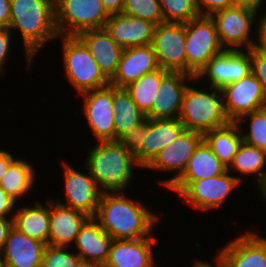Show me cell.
<instances>
[{"mask_svg":"<svg viewBox=\"0 0 266 267\" xmlns=\"http://www.w3.org/2000/svg\"><path fill=\"white\" fill-rule=\"evenodd\" d=\"M62 41V58L65 77L81 94L110 85V81L101 72L89 49L77 36H58Z\"/></svg>","mask_w":266,"mask_h":267,"instance_id":"5b68a950","label":"cell"},{"mask_svg":"<svg viewBox=\"0 0 266 267\" xmlns=\"http://www.w3.org/2000/svg\"><path fill=\"white\" fill-rule=\"evenodd\" d=\"M8 29L18 30L23 42L27 69L50 40L58 39L54 4L49 0H10Z\"/></svg>","mask_w":266,"mask_h":267,"instance_id":"7a4b0ae2","label":"cell"},{"mask_svg":"<svg viewBox=\"0 0 266 267\" xmlns=\"http://www.w3.org/2000/svg\"><path fill=\"white\" fill-rule=\"evenodd\" d=\"M90 217L79 210L66 207L49 198V242L56 247H69L75 243L81 227Z\"/></svg>","mask_w":266,"mask_h":267,"instance_id":"e0dca14e","label":"cell"},{"mask_svg":"<svg viewBox=\"0 0 266 267\" xmlns=\"http://www.w3.org/2000/svg\"><path fill=\"white\" fill-rule=\"evenodd\" d=\"M266 152L258 147L242 142L227 170L232 174L233 170L243 175L252 176L255 179L256 187L261 192L260 196L266 198ZM233 169V170H232Z\"/></svg>","mask_w":266,"mask_h":267,"instance_id":"4316f807","label":"cell"},{"mask_svg":"<svg viewBox=\"0 0 266 267\" xmlns=\"http://www.w3.org/2000/svg\"><path fill=\"white\" fill-rule=\"evenodd\" d=\"M13 227V219L0 218V252L5 245L8 233Z\"/></svg>","mask_w":266,"mask_h":267,"instance_id":"f6af8a7d","label":"cell"},{"mask_svg":"<svg viewBox=\"0 0 266 267\" xmlns=\"http://www.w3.org/2000/svg\"><path fill=\"white\" fill-rule=\"evenodd\" d=\"M77 37L89 49L101 72L110 81L117 71L123 48L111 38L105 28L85 30Z\"/></svg>","mask_w":266,"mask_h":267,"instance_id":"cb8c5ba5","label":"cell"},{"mask_svg":"<svg viewBox=\"0 0 266 267\" xmlns=\"http://www.w3.org/2000/svg\"><path fill=\"white\" fill-rule=\"evenodd\" d=\"M251 73V56L248 50H225L210 59L195 77L207 79L209 87L222 89L225 85L238 81Z\"/></svg>","mask_w":266,"mask_h":267,"instance_id":"9a60e30c","label":"cell"},{"mask_svg":"<svg viewBox=\"0 0 266 267\" xmlns=\"http://www.w3.org/2000/svg\"><path fill=\"white\" fill-rule=\"evenodd\" d=\"M203 139L227 168L243 142L240 126L236 122L205 132Z\"/></svg>","mask_w":266,"mask_h":267,"instance_id":"f546056e","label":"cell"},{"mask_svg":"<svg viewBox=\"0 0 266 267\" xmlns=\"http://www.w3.org/2000/svg\"><path fill=\"white\" fill-rule=\"evenodd\" d=\"M35 170L33 165L23 159H15L0 181L1 188L16 202L29 195L34 188Z\"/></svg>","mask_w":266,"mask_h":267,"instance_id":"4dcf8cb0","label":"cell"},{"mask_svg":"<svg viewBox=\"0 0 266 267\" xmlns=\"http://www.w3.org/2000/svg\"><path fill=\"white\" fill-rule=\"evenodd\" d=\"M242 184L241 177L230 175L227 170L225 173L192 181L178 196L185 205L201 210L205 213L210 210L220 209L229 199L228 197Z\"/></svg>","mask_w":266,"mask_h":267,"instance_id":"9c48e42d","label":"cell"},{"mask_svg":"<svg viewBox=\"0 0 266 267\" xmlns=\"http://www.w3.org/2000/svg\"><path fill=\"white\" fill-rule=\"evenodd\" d=\"M215 259V265L216 266H212V264H210L208 261H202V260H194V263L192 264L193 266L192 267H228V264L226 262V260L223 258V256L218 253L216 255V257H214Z\"/></svg>","mask_w":266,"mask_h":267,"instance_id":"7dc6e473","label":"cell"},{"mask_svg":"<svg viewBox=\"0 0 266 267\" xmlns=\"http://www.w3.org/2000/svg\"><path fill=\"white\" fill-rule=\"evenodd\" d=\"M16 201L9 196L0 186V218L13 219Z\"/></svg>","mask_w":266,"mask_h":267,"instance_id":"60d3db41","label":"cell"},{"mask_svg":"<svg viewBox=\"0 0 266 267\" xmlns=\"http://www.w3.org/2000/svg\"><path fill=\"white\" fill-rule=\"evenodd\" d=\"M88 152L84 163L99 189L127 192L134 177L133 170L140 168L135 155L118 141H99Z\"/></svg>","mask_w":266,"mask_h":267,"instance_id":"3957f363","label":"cell"},{"mask_svg":"<svg viewBox=\"0 0 266 267\" xmlns=\"http://www.w3.org/2000/svg\"><path fill=\"white\" fill-rule=\"evenodd\" d=\"M46 244L30 238L14 226L0 254L4 267H41Z\"/></svg>","mask_w":266,"mask_h":267,"instance_id":"7402d4cb","label":"cell"},{"mask_svg":"<svg viewBox=\"0 0 266 267\" xmlns=\"http://www.w3.org/2000/svg\"><path fill=\"white\" fill-rule=\"evenodd\" d=\"M63 174H64V202L55 199L57 203H60L66 207L76 209L86 213L89 217H94L97 212L99 200L102 195L101 189L90 175L88 168L85 166L87 172L83 174L82 171L76 170L70 164L62 162Z\"/></svg>","mask_w":266,"mask_h":267,"instance_id":"5bb4252c","label":"cell"},{"mask_svg":"<svg viewBox=\"0 0 266 267\" xmlns=\"http://www.w3.org/2000/svg\"><path fill=\"white\" fill-rule=\"evenodd\" d=\"M12 32L8 28H0V76L4 74V66L6 62L8 63L7 60L9 54L11 53V34Z\"/></svg>","mask_w":266,"mask_h":267,"instance_id":"ab89813d","label":"cell"},{"mask_svg":"<svg viewBox=\"0 0 266 267\" xmlns=\"http://www.w3.org/2000/svg\"><path fill=\"white\" fill-rule=\"evenodd\" d=\"M256 16L257 10L241 5H234L211 16L225 50H250L254 47L255 39L251 36Z\"/></svg>","mask_w":266,"mask_h":267,"instance_id":"ba28073f","label":"cell"},{"mask_svg":"<svg viewBox=\"0 0 266 267\" xmlns=\"http://www.w3.org/2000/svg\"><path fill=\"white\" fill-rule=\"evenodd\" d=\"M185 130L178 118L174 119H149L147 135L140 150L135 154L137 163L146 168L159 152Z\"/></svg>","mask_w":266,"mask_h":267,"instance_id":"603a6c76","label":"cell"},{"mask_svg":"<svg viewBox=\"0 0 266 267\" xmlns=\"http://www.w3.org/2000/svg\"><path fill=\"white\" fill-rule=\"evenodd\" d=\"M83 99V114L96 140L115 141L113 86L79 94Z\"/></svg>","mask_w":266,"mask_h":267,"instance_id":"4fadbf2b","label":"cell"},{"mask_svg":"<svg viewBox=\"0 0 266 267\" xmlns=\"http://www.w3.org/2000/svg\"><path fill=\"white\" fill-rule=\"evenodd\" d=\"M246 120L249 129L243 131L242 125ZM236 123L240 126L243 142L266 152V107L242 116Z\"/></svg>","mask_w":266,"mask_h":267,"instance_id":"d6a6232c","label":"cell"},{"mask_svg":"<svg viewBox=\"0 0 266 267\" xmlns=\"http://www.w3.org/2000/svg\"><path fill=\"white\" fill-rule=\"evenodd\" d=\"M168 73V71L159 68L141 76L139 79L125 87L127 92L130 94L131 99L145 115L150 111L152 103L158 96L157 92L161 80Z\"/></svg>","mask_w":266,"mask_h":267,"instance_id":"1f68e13d","label":"cell"},{"mask_svg":"<svg viewBox=\"0 0 266 267\" xmlns=\"http://www.w3.org/2000/svg\"><path fill=\"white\" fill-rule=\"evenodd\" d=\"M76 267H103V266L93 261L80 260Z\"/></svg>","mask_w":266,"mask_h":267,"instance_id":"681fc988","label":"cell"},{"mask_svg":"<svg viewBox=\"0 0 266 267\" xmlns=\"http://www.w3.org/2000/svg\"><path fill=\"white\" fill-rule=\"evenodd\" d=\"M202 140V133L185 129L175 141L164 147L145 169L164 173L166 171L175 172V176L173 175L172 178L159 181L163 188L164 186L169 188L183 174L191 156Z\"/></svg>","mask_w":266,"mask_h":267,"instance_id":"7c38bea8","label":"cell"},{"mask_svg":"<svg viewBox=\"0 0 266 267\" xmlns=\"http://www.w3.org/2000/svg\"><path fill=\"white\" fill-rule=\"evenodd\" d=\"M234 5L233 0H197V6L201 16H212L214 13Z\"/></svg>","mask_w":266,"mask_h":267,"instance_id":"f35d334b","label":"cell"},{"mask_svg":"<svg viewBox=\"0 0 266 267\" xmlns=\"http://www.w3.org/2000/svg\"><path fill=\"white\" fill-rule=\"evenodd\" d=\"M80 260V256L69 247L46 245L41 267H76Z\"/></svg>","mask_w":266,"mask_h":267,"instance_id":"d590c367","label":"cell"},{"mask_svg":"<svg viewBox=\"0 0 266 267\" xmlns=\"http://www.w3.org/2000/svg\"><path fill=\"white\" fill-rule=\"evenodd\" d=\"M54 10L59 36H77L85 30L104 28L110 16L101 0H58Z\"/></svg>","mask_w":266,"mask_h":267,"instance_id":"8992f818","label":"cell"},{"mask_svg":"<svg viewBox=\"0 0 266 267\" xmlns=\"http://www.w3.org/2000/svg\"><path fill=\"white\" fill-rule=\"evenodd\" d=\"M13 226L30 238L46 245L49 242V199L45 205L37 200L33 205H23L15 210Z\"/></svg>","mask_w":266,"mask_h":267,"instance_id":"83f0119b","label":"cell"},{"mask_svg":"<svg viewBox=\"0 0 266 267\" xmlns=\"http://www.w3.org/2000/svg\"><path fill=\"white\" fill-rule=\"evenodd\" d=\"M240 235L219 250L228 267H266V237L249 230Z\"/></svg>","mask_w":266,"mask_h":267,"instance_id":"ac0fdd59","label":"cell"},{"mask_svg":"<svg viewBox=\"0 0 266 267\" xmlns=\"http://www.w3.org/2000/svg\"><path fill=\"white\" fill-rule=\"evenodd\" d=\"M193 86L196 87L190 83L185 90L178 117L185 129L204 134L228 125L231 121L224 110L221 89ZM207 89L212 91L207 92Z\"/></svg>","mask_w":266,"mask_h":267,"instance_id":"277c9868","label":"cell"},{"mask_svg":"<svg viewBox=\"0 0 266 267\" xmlns=\"http://www.w3.org/2000/svg\"><path fill=\"white\" fill-rule=\"evenodd\" d=\"M148 127L149 119L146 118L143 122L134 127L133 132L124 133L118 142L122 143L129 152L135 155L143 145Z\"/></svg>","mask_w":266,"mask_h":267,"instance_id":"8d00e7d4","label":"cell"},{"mask_svg":"<svg viewBox=\"0 0 266 267\" xmlns=\"http://www.w3.org/2000/svg\"><path fill=\"white\" fill-rule=\"evenodd\" d=\"M226 171L227 167L203 139L191 156L183 174L168 189L179 195L192 181L215 177Z\"/></svg>","mask_w":266,"mask_h":267,"instance_id":"d4e9b609","label":"cell"},{"mask_svg":"<svg viewBox=\"0 0 266 267\" xmlns=\"http://www.w3.org/2000/svg\"><path fill=\"white\" fill-rule=\"evenodd\" d=\"M259 19V20H258ZM256 25L255 27L258 26L255 33V35H257L255 38L256 41H255V45L254 47L261 50V51H265L266 52V11H265V14L261 15L260 13H258L257 11V16H256Z\"/></svg>","mask_w":266,"mask_h":267,"instance_id":"b9f144b4","label":"cell"},{"mask_svg":"<svg viewBox=\"0 0 266 267\" xmlns=\"http://www.w3.org/2000/svg\"><path fill=\"white\" fill-rule=\"evenodd\" d=\"M164 22L187 23L201 16L197 0H158Z\"/></svg>","mask_w":266,"mask_h":267,"instance_id":"836d02e7","label":"cell"},{"mask_svg":"<svg viewBox=\"0 0 266 267\" xmlns=\"http://www.w3.org/2000/svg\"><path fill=\"white\" fill-rule=\"evenodd\" d=\"M154 237L152 234L145 238L113 240L103 267H156Z\"/></svg>","mask_w":266,"mask_h":267,"instance_id":"ffe728a7","label":"cell"},{"mask_svg":"<svg viewBox=\"0 0 266 267\" xmlns=\"http://www.w3.org/2000/svg\"><path fill=\"white\" fill-rule=\"evenodd\" d=\"M193 80V81H192ZM195 77L181 72H169L160 83L156 100L145 115L148 119H174L181 111L183 96L188 84Z\"/></svg>","mask_w":266,"mask_h":267,"instance_id":"2e32d148","label":"cell"},{"mask_svg":"<svg viewBox=\"0 0 266 267\" xmlns=\"http://www.w3.org/2000/svg\"><path fill=\"white\" fill-rule=\"evenodd\" d=\"M224 110L231 122L266 107V94L260 81L251 72L222 89Z\"/></svg>","mask_w":266,"mask_h":267,"instance_id":"8fae6325","label":"cell"},{"mask_svg":"<svg viewBox=\"0 0 266 267\" xmlns=\"http://www.w3.org/2000/svg\"><path fill=\"white\" fill-rule=\"evenodd\" d=\"M112 103L115 111V141H118L124 133L133 132L134 127L143 122L146 116L131 99L125 88L113 87Z\"/></svg>","mask_w":266,"mask_h":267,"instance_id":"f1b7e54d","label":"cell"},{"mask_svg":"<svg viewBox=\"0 0 266 267\" xmlns=\"http://www.w3.org/2000/svg\"><path fill=\"white\" fill-rule=\"evenodd\" d=\"M123 13L151 21L156 25L164 22L158 0H124Z\"/></svg>","mask_w":266,"mask_h":267,"instance_id":"e575fe53","label":"cell"},{"mask_svg":"<svg viewBox=\"0 0 266 267\" xmlns=\"http://www.w3.org/2000/svg\"><path fill=\"white\" fill-rule=\"evenodd\" d=\"M159 68L152 45L124 48L110 86L125 88L141 76Z\"/></svg>","mask_w":266,"mask_h":267,"instance_id":"44dd1931","label":"cell"},{"mask_svg":"<svg viewBox=\"0 0 266 267\" xmlns=\"http://www.w3.org/2000/svg\"><path fill=\"white\" fill-rule=\"evenodd\" d=\"M113 239L90 217L76 236L75 245L81 260L93 261L104 266Z\"/></svg>","mask_w":266,"mask_h":267,"instance_id":"484cf974","label":"cell"},{"mask_svg":"<svg viewBox=\"0 0 266 267\" xmlns=\"http://www.w3.org/2000/svg\"><path fill=\"white\" fill-rule=\"evenodd\" d=\"M0 267H4L1 254H0Z\"/></svg>","mask_w":266,"mask_h":267,"instance_id":"f907efd6","label":"cell"},{"mask_svg":"<svg viewBox=\"0 0 266 267\" xmlns=\"http://www.w3.org/2000/svg\"><path fill=\"white\" fill-rule=\"evenodd\" d=\"M251 72L260 81L266 94V52L255 47L250 50Z\"/></svg>","mask_w":266,"mask_h":267,"instance_id":"74e56055","label":"cell"},{"mask_svg":"<svg viewBox=\"0 0 266 267\" xmlns=\"http://www.w3.org/2000/svg\"><path fill=\"white\" fill-rule=\"evenodd\" d=\"M10 22V0H0V28H8Z\"/></svg>","mask_w":266,"mask_h":267,"instance_id":"7bdbcfd3","label":"cell"},{"mask_svg":"<svg viewBox=\"0 0 266 267\" xmlns=\"http://www.w3.org/2000/svg\"><path fill=\"white\" fill-rule=\"evenodd\" d=\"M235 5L247 6L260 12L264 7V0H233ZM263 5V6H262ZM260 10V11H259Z\"/></svg>","mask_w":266,"mask_h":267,"instance_id":"c3c4849f","label":"cell"},{"mask_svg":"<svg viewBox=\"0 0 266 267\" xmlns=\"http://www.w3.org/2000/svg\"><path fill=\"white\" fill-rule=\"evenodd\" d=\"M187 74L196 77L213 57L223 53L216 25L211 16H200L185 23Z\"/></svg>","mask_w":266,"mask_h":267,"instance_id":"52a82bcc","label":"cell"},{"mask_svg":"<svg viewBox=\"0 0 266 267\" xmlns=\"http://www.w3.org/2000/svg\"><path fill=\"white\" fill-rule=\"evenodd\" d=\"M49 1L52 2L55 5L58 0H49Z\"/></svg>","mask_w":266,"mask_h":267,"instance_id":"816d5d0a","label":"cell"},{"mask_svg":"<svg viewBox=\"0 0 266 267\" xmlns=\"http://www.w3.org/2000/svg\"><path fill=\"white\" fill-rule=\"evenodd\" d=\"M15 158L17 157L13 156L12 153L7 152L3 149L0 150V181Z\"/></svg>","mask_w":266,"mask_h":267,"instance_id":"ee69618b","label":"cell"},{"mask_svg":"<svg viewBox=\"0 0 266 267\" xmlns=\"http://www.w3.org/2000/svg\"><path fill=\"white\" fill-rule=\"evenodd\" d=\"M93 218L113 240L150 237L159 224V216L124 191L102 192Z\"/></svg>","mask_w":266,"mask_h":267,"instance_id":"6da1fadb","label":"cell"},{"mask_svg":"<svg viewBox=\"0 0 266 267\" xmlns=\"http://www.w3.org/2000/svg\"><path fill=\"white\" fill-rule=\"evenodd\" d=\"M105 10L110 14L123 12L124 0H101Z\"/></svg>","mask_w":266,"mask_h":267,"instance_id":"bcb514c9","label":"cell"},{"mask_svg":"<svg viewBox=\"0 0 266 267\" xmlns=\"http://www.w3.org/2000/svg\"><path fill=\"white\" fill-rule=\"evenodd\" d=\"M185 23L162 22L155 27L152 47L159 67L187 74Z\"/></svg>","mask_w":266,"mask_h":267,"instance_id":"30bf717a","label":"cell"},{"mask_svg":"<svg viewBox=\"0 0 266 267\" xmlns=\"http://www.w3.org/2000/svg\"><path fill=\"white\" fill-rule=\"evenodd\" d=\"M156 24L125 13L109 16L104 26L111 38L123 49L151 45Z\"/></svg>","mask_w":266,"mask_h":267,"instance_id":"d6986e66","label":"cell"}]
</instances>
